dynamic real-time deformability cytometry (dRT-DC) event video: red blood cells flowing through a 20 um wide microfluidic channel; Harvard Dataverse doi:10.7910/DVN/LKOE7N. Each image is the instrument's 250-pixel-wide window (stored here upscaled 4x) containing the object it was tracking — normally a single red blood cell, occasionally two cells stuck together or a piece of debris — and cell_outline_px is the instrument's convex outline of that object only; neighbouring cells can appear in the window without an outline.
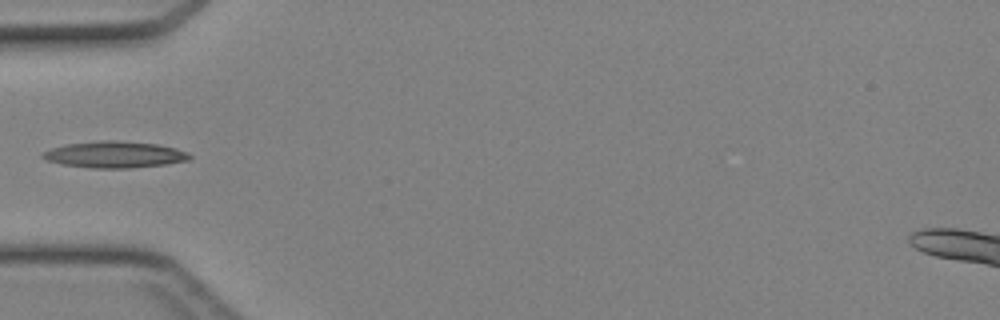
{"species": "Egyptian fruit bat (a non-hibernating species)", "species_latin": "Rousettus aegyptiacus", "temperature_condition": "cold", "stored_images_in_passage": 31, "camera_frame_rate_fps": 3000, "um_per_image_px": 0.085, "animal": {"sex": "female"}, "frame": {"image": 1, "passage_image": 1, "time_ms": 0.0, "image_size_px": [1000, 320], "cell_outline_px": [[192, 156], [188, 160], [164, 164], [128, 168], [92, 168], [64, 164], [48, 160], [40, 156], [44, 152], [52, 148], [68, 144], [96, 140], [120, 140], [156, 144], [176, 148], [188, 152]], "centroid_in_image_um": [9.77, 13.12], "position_along_channel_um": 75.2, "area_um2": 22.48}}
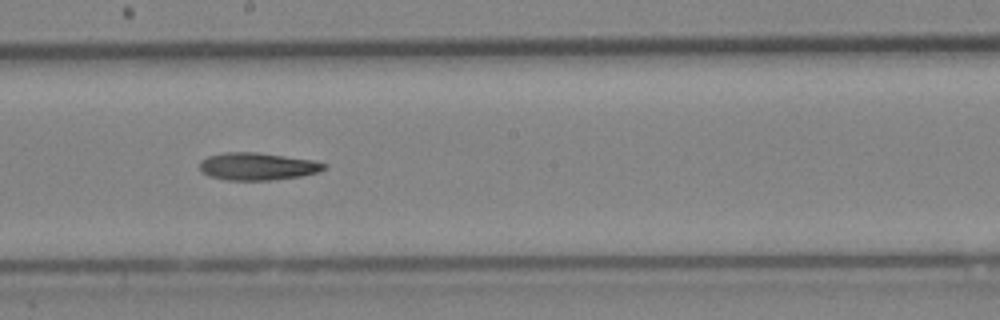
{"frame": {"image": 2, "passage_image": 11, "time_ms": 3.333, "image_size_px": [1000, 320], "cell_outline_px": [[328, 168], [316, 172], [300, 176], [272, 180], [228, 180], [208, 176], [200, 168], [200, 160], [208, 156], [224, 152], [256, 152], [312, 160], [328, 164]], "centroid_in_image_um": [21.88, 14.14], "position_along_channel_um": 226.3, "area_um2": 19.83}}
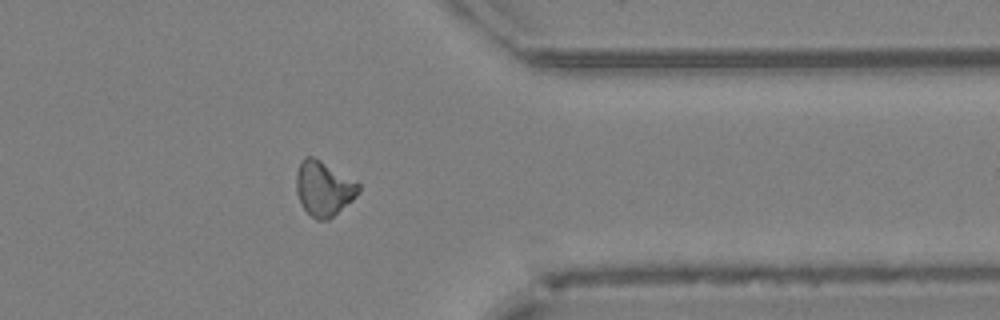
{"frame": {"image": 3, "passage_image": 22, "time_ms": 7.0, "image_size_px": [1000, 320], "cell_outline_px": [[360, 192], [352, 200], [328, 220], [316, 220], [304, 208], [296, 192], [296, 172], [300, 160], [304, 156], [312, 156], [320, 160], [360, 184]], "centroid_in_image_um": [27.49, 16.01], "position_along_channel_um": 383.9, "area_um2": 19.71}}